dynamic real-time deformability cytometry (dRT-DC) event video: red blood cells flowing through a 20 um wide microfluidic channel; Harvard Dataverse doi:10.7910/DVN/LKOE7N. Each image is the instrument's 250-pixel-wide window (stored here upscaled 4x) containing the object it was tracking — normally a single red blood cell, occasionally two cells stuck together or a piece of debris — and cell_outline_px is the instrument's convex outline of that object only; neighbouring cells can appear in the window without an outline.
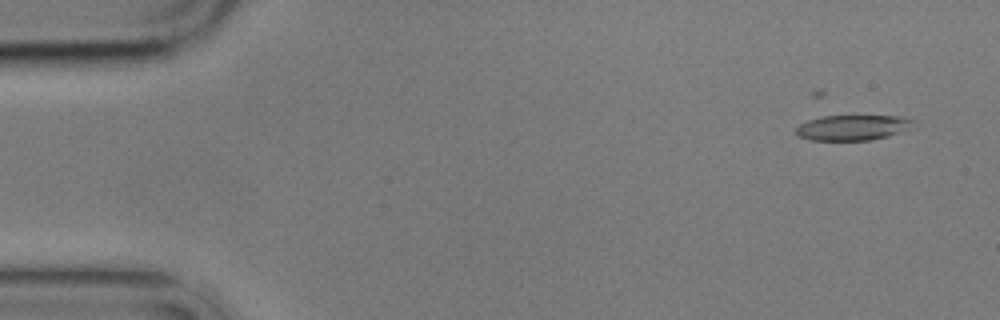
{"species": "common noctule bat (a hibernating species)", "species_latin": "Nyctalus noctula", "temperature_condition": "cold", "stored_images_in_passage": 8, "camera_frame_rate_fps": 3000, "um_per_image_px": 0.085, "animal": {"sex": "male", "body_mass_g": 17.9}, "frame": {"image": 1, "passage_image": 2, "time_ms": 1.0, "image_size_px": [1000, 320], "cell_outline_px": [[916, 120], [896, 132], [888, 136], [872, 140], [812, 140], [800, 136], [796, 132], [796, 128], [800, 124], [808, 120], [824, 116], [900, 116]], "centroid_in_image_um": [72.4, 10.84], "position_along_channel_um": 12.6, "area_um2": 16.76}}
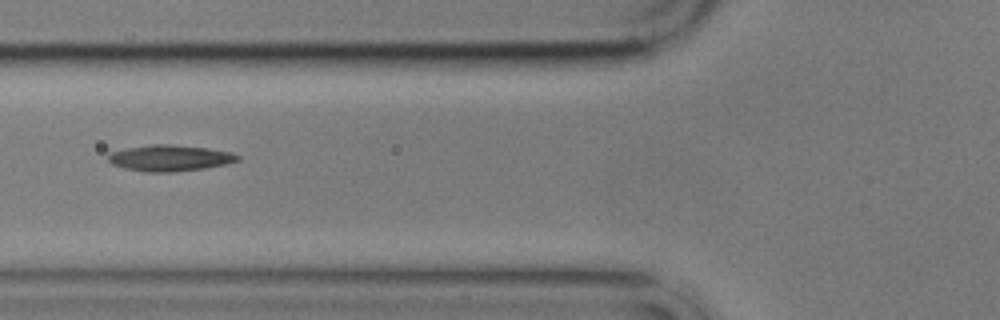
{"frame": {"image": 2, "passage_image": 7, "time_ms": 7.0, "image_size_px": [1000, 320], "cell_outline_px": [[240, 160], [224, 164], [204, 168], [172, 172], [144, 172], [124, 168], [112, 164], [108, 160], [108, 152], [128, 148], [152, 144], [168, 144], [208, 148], [232, 152], [240, 156]], "centroid_in_image_um": [14.42, 13.43], "position_along_channel_um": 111.4, "area_um2": 19.71}}
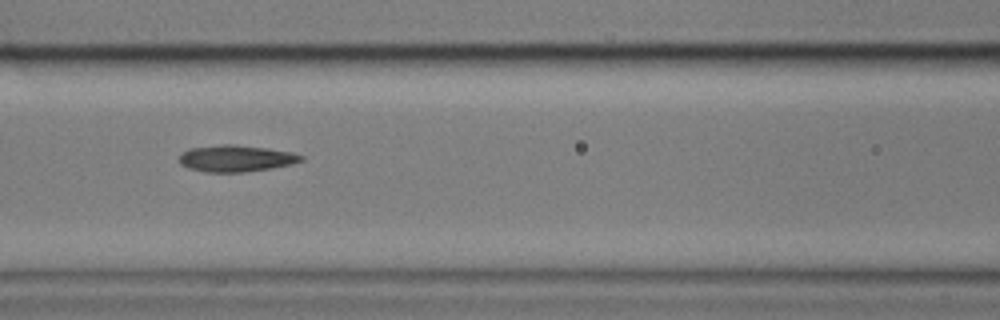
{"frame": {"image": 3, "passage_image": 8, "time_ms": 8.0, "image_size_px": [1000, 320], "cell_outline_px": [[304, 160], [292, 164], [272, 168], [244, 172], [204, 172], [188, 168], [180, 164], [180, 156], [188, 148], [224, 144], [232, 144], [268, 148], [292, 152], [304, 156]], "centroid_in_image_um": [20.08, 13.46], "position_along_channel_um": 146.5, "area_um2": 18.96}}